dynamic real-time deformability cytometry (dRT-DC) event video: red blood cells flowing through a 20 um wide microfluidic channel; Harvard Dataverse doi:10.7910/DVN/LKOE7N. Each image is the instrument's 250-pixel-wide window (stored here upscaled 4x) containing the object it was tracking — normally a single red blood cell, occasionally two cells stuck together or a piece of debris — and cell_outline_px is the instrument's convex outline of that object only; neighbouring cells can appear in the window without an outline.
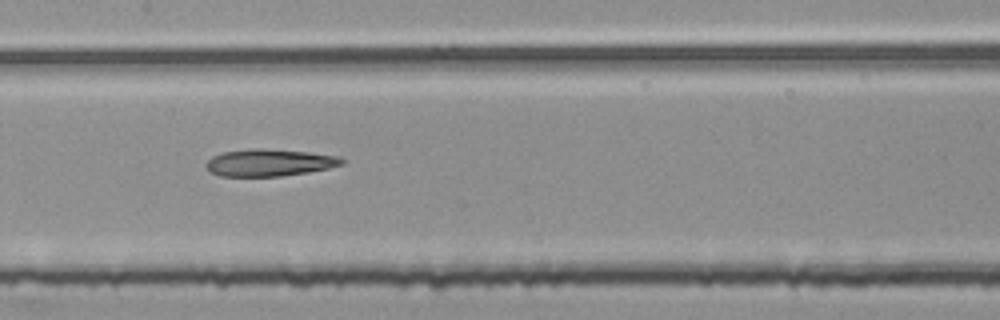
{"species": "common noctule bat (a hibernating species)", "species_latin": "Nyctalus noctula", "temperature_condition": "room temperature", "stored_images_in_passage": 53, "segment_of_instrument_passage": [2, 2], "camera_frame_rate_fps": 3000, "um_per_image_px": 0.085, "animal": {"sex": "female", "body_mass_g": 25.1}, "frame": {"image": 1, "passage_image": 26, "time_ms": 8.333, "image_size_px": [1000, 320], "cell_outline_px": [[344, 164], [328, 168], [308, 172], [280, 176], [220, 176], [208, 172], [204, 168], [204, 164], [212, 156], [224, 152], [248, 148], [260, 148], [304, 152], [336, 156], [344, 160]], "centroid_in_image_um": [22.8, 13.83], "position_along_channel_um": 184.6, "area_um2": 21.39}}
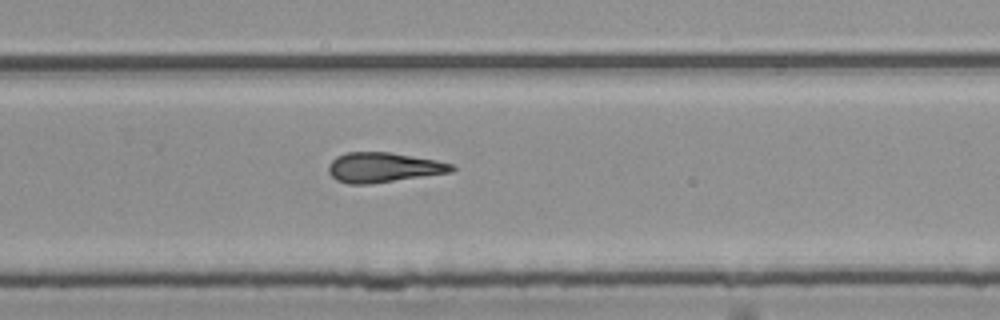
{"frame": {"image": 2, "passage_image": 35, "time_ms": 11.333, "image_size_px": [1000, 320], "cell_outline_px": [[456, 168], [452, 172], [368, 184], [348, 184], [336, 180], [328, 172], [328, 164], [336, 156], [344, 152], [388, 152], [436, 160], [452, 164]], "centroid_in_image_um": [32.54, 14.23], "position_along_channel_um": 297.3, "area_um2": 21.39}}
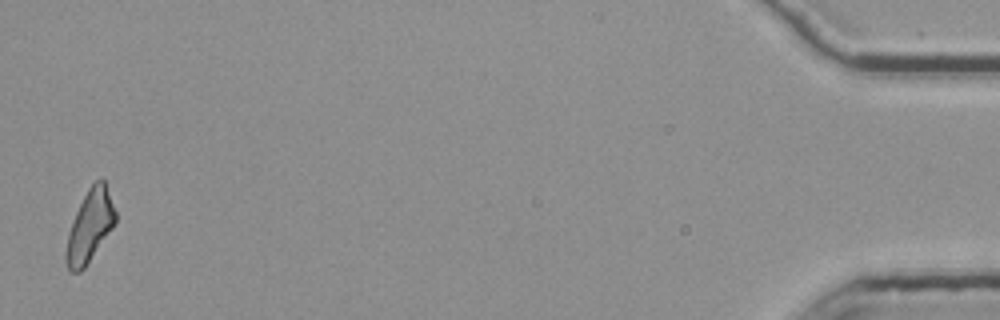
{"frame": {"image": 3, "passage_image": 53, "time_ms": 17.333, "image_size_px": [1000, 320], "cell_outline_px": [[116, 224], [84, 268], [80, 272], [68, 272], [64, 260], [64, 252], [68, 232], [76, 212], [88, 188], [100, 176], [104, 180], [116, 212]], "centroid_in_image_um": [7.62, 19.25], "position_along_channel_um": 427.6, "area_um2": 20.87}}